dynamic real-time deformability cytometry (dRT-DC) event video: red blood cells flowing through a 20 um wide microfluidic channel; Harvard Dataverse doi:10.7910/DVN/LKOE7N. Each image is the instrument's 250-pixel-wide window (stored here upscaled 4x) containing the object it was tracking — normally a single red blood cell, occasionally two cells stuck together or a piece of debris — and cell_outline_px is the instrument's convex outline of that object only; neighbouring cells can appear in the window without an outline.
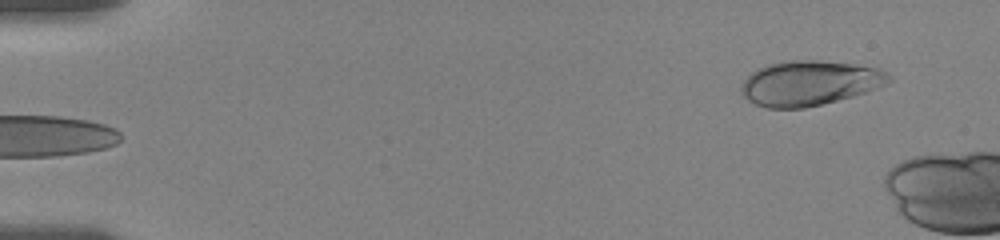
{"species": "human", "species_latin": "Homo sapiens", "temperature_condition": "room temperature", "stored_images_in_passage": 6, "camera_frame_rate_fps": 3000, "um_per_image_px": 0.085, "donor": {"sex": "female"}, "frame": {"image": 1, "passage_image": 6, "time_ms": 5.333, "image_size_px": [1000, 240], "cell_outline_px": [[892, 80], [876, 88], [852, 96], [804, 108], [768, 108], [756, 104], [748, 100], [744, 96], [740, 88], [744, 80], [752, 72], [768, 64], [788, 60], [816, 60], [852, 64], [880, 68], [892, 76]], "centroid_in_image_um": [68.8, 7.05], "position_along_channel_um": 16.2, "area_um2": 38.21}}